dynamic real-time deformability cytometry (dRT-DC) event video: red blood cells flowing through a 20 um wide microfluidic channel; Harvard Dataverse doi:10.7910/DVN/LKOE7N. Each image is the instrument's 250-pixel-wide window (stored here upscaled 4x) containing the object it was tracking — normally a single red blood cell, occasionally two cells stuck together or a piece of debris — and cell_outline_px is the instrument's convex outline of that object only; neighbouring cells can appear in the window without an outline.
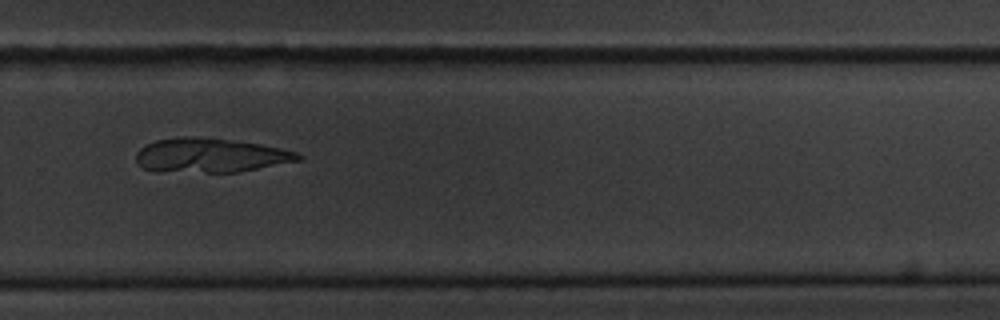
{"species": "common noctule bat (a hibernating species)", "species_latin": "Nyctalus noctula", "temperature_condition": "cold", "stored_images_in_passage": 14, "camera_frame_rate_fps": 3000, "um_per_image_px": 0.085, "animal": {"sex": "male", "body_mass_g": 20.1, "forearm_length_mm": 53.5}, "frame": {"image": 1, "passage_image": 10, "time_ms": 11.333, "image_size_px": [1000, 320], "cell_outline_px": [[304, 156], [300, 160], [240, 172], [156, 172], [144, 168], [136, 164], [136, 152], [140, 148], [156, 140], [224, 140], [260, 144], [280, 148], [296, 152]], "centroid_in_image_um": [17.9, 13.28], "position_along_channel_um": 311.9, "area_um2": 31.21}, "authors_computed_cell_mechanics": {"area_um2": 18.207, "velocity_mm_per_s": 3.4963, "shape_relaxation_time_tau1_ms": 1.7493, "shape_relaxation_time_tau2_ms": null, "deformation_change_tau1": 0.064, "deformation_change_tau2": null}}